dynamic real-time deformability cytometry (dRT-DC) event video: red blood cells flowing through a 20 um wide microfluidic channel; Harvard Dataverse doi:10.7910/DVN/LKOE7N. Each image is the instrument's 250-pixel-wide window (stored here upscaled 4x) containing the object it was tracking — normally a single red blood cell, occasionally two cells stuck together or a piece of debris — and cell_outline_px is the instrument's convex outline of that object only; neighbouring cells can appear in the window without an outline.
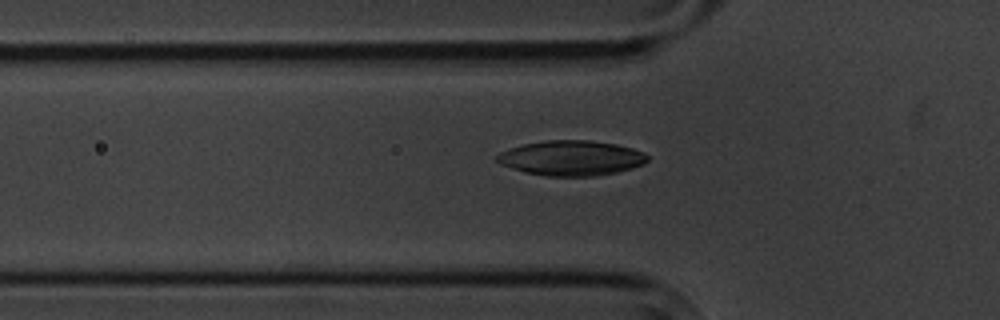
{"species": "common noctule bat (a hibernating species)", "species_latin": "Nyctalus noctula", "temperature_condition": "cold", "stored_images_in_passage": 7, "segment_of_instrument_passage": [2, 2], "camera_frame_rate_fps": 3000, "um_per_image_px": 0.085, "animal": {"sex": "male", "body_mass_g": 20.1, "forearm_length_mm": 53.5}, "frame": {"image": 1, "passage_image": 7, "time_ms": 7.0, "image_size_px": [1000, 320], "cell_outline_px": [[648, 160], [644, 164], [632, 168], [616, 172], [596, 176], [544, 176], [524, 172], [500, 164], [496, 160], [496, 156], [500, 152], [524, 144], [548, 140], [588, 140], [616, 144], [632, 148], [644, 152], [648, 156]], "centroid_in_image_um": [48.58, 13.44], "position_along_channel_um": 77.2, "area_um2": 30.69}}